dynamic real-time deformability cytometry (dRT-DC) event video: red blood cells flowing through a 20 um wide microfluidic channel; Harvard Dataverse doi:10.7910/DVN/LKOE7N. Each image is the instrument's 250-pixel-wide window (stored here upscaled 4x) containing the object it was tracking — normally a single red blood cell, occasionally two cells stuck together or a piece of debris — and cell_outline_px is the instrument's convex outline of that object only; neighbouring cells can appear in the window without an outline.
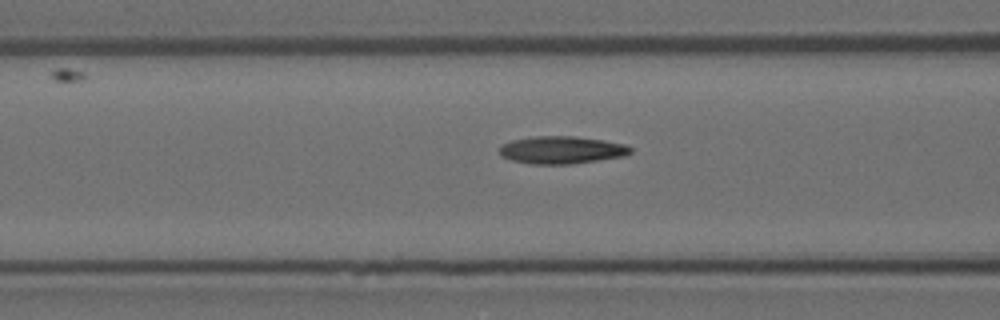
{"species": "Egyptian fruit bat (a non-hibernating species)", "species_latin": "Rousettus aegyptiacus", "temperature_condition": "room temperature", "stored_images_in_passage": 5, "camera_frame_rate_fps": 3000, "um_per_image_px": 0.085, "animal": {"sex": "female"}, "frame": {"image": 1, "passage_image": 5, "time_ms": 1.333, "image_size_px": [1000, 320], "cell_outline_px": [[632, 152], [624, 156], [572, 164], [532, 164], [512, 160], [500, 156], [500, 148], [504, 144], [512, 140], [536, 136], [576, 136], [604, 140], [624, 144], [632, 148]], "centroid_in_image_um": [47.76, 12.75], "position_along_channel_um": 118.8, "area_um2": 20.98}}